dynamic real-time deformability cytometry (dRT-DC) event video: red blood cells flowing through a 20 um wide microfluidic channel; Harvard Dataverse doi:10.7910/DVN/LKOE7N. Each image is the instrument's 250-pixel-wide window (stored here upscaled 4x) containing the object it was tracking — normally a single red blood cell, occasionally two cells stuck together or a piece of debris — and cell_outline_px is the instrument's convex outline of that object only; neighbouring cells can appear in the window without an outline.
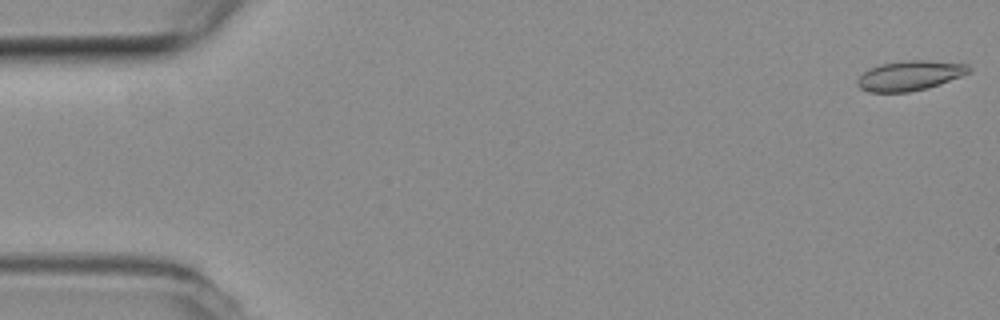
{"species": "common noctule bat (a hibernating species)", "species_latin": "Nyctalus noctula", "temperature_condition": "room temperature", "stored_images_in_passage": 8, "camera_frame_rate_fps": 3000, "um_per_image_px": 0.085, "animal": {"sex": "female", "body_mass_g": 19.3, "forearm_length_mm": 54.1}, "frame": {"image": 1, "passage_image": 1, "time_ms": 0.0, "image_size_px": [1000, 320], "cell_outline_px": [[972, 68], [968, 72], [960, 76], [940, 84], [928, 88], [908, 92], [868, 92], [860, 88], [856, 84], [856, 80], [868, 68], [880, 64], [908, 60], [928, 60], [968, 64]], "centroid_in_image_um": [77.31, 6.42], "position_along_channel_um": 7.7, "area_um2": 19.42}}
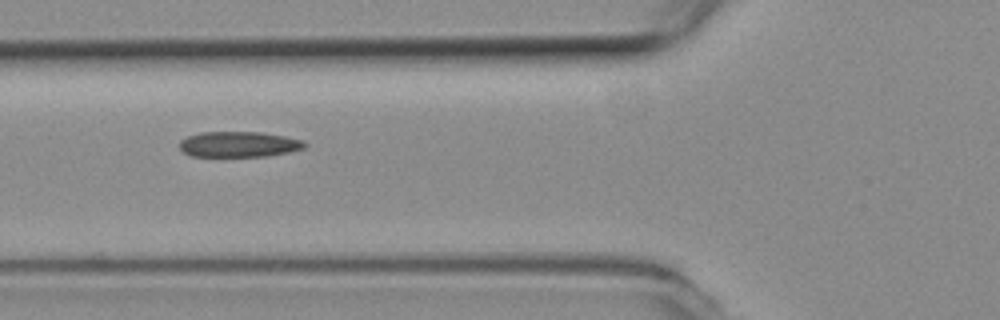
{"frame": {"image": 2, "passage_image": 6, "time_ms": 1.667, "image_size_px": [1000, 320], "cell_outline_px": [[308, 144], [304, 148], [288, 152], [268, 156], [188, 156], [180, 148], [180, 140], [188, 136], [200, 132], [260, 132], [284, 136], [304, 140]], "centroid_in_image_um": [20.31, 12.26], "position_along_channel_um": 105.5, "area_um2": 18.67}}
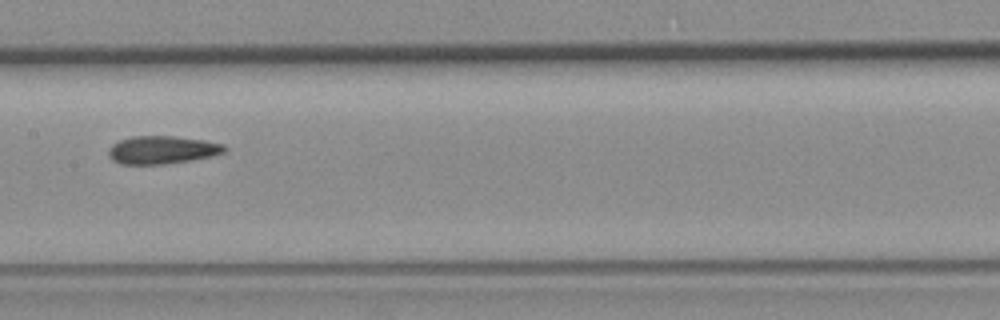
{"frame": {"image": 3, "passage_image": 8, "time_ms": 2.333, "image_size_px": [1000, 320], "cell_outline_px": [[228, 148], [224, 152], [212, 156], [192, 160], [164, 164], [120, 164], [112, 160], [108, 156], [108, 148], [112, 144], [120, 140], [132, 136], [172, 136], [204, 140], [224, 144]], "centroid_in_image_um": [13.77, 12.74], "position_along_channel_um": 193.6, "area_um2": 19.02}}